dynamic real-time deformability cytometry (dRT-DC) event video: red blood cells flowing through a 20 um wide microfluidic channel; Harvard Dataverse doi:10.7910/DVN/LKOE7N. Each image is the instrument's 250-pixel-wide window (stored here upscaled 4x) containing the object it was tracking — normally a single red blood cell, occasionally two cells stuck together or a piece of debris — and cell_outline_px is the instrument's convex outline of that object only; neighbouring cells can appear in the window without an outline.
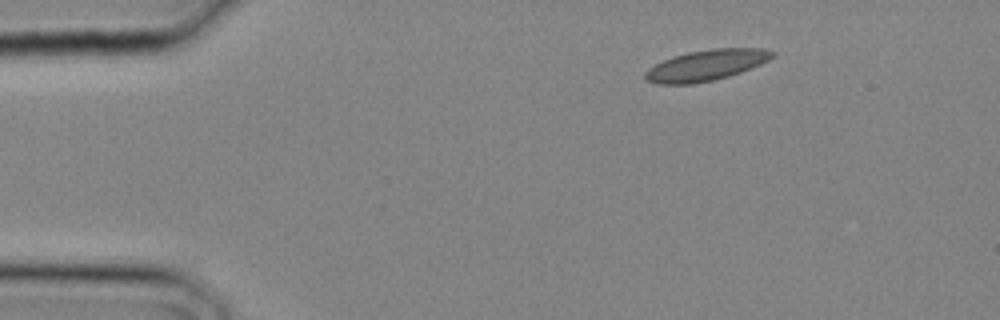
{"species": "common noctule bat (a hibernating species)", "species_latin": "Nyctalus noctula", "temperature_condition": "cold", "stored_images_in_passage": 3, "camera_frame_rate_fps": 3000, "um_per_image_px": 0.085, "animal": {"sex": "male", "body_mass_g": 20.4}, "frame": {"image": 1, "passage_image": 1, "time_ms": 0.0, "image_size_px": [1000, 320], "cell_outline_px": [[776, 56], [760, 64], [740, 72], [728, 76], [712, 80], [692, 84], [656, 84], [644, 80], [644, 72], [648, 68], [672, 56], [688, 52], [712, 48], [764, 48], [776, 52]], "centroid_in_image_um": [60.01, 5.54], "position_along_channel_um": 25.0, "area_um2": 22.95}}
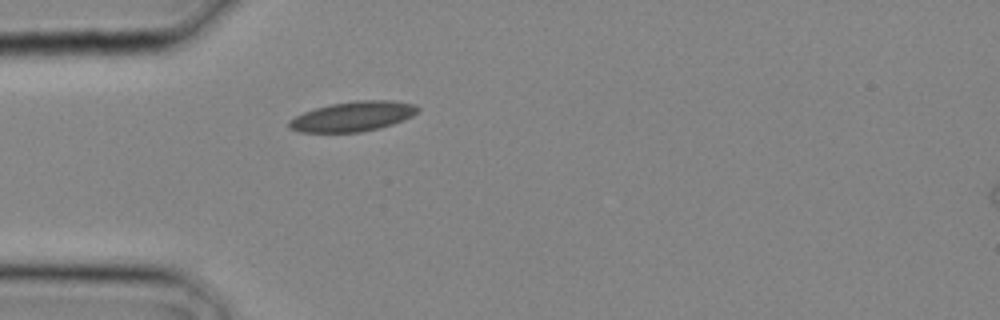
{"frame": {"image": 2, "passage_image": 2, "time_ms": 0.333, "image_size_px": [1000, 320], "cell_outline_px": [[420, 108], [412, 116], [404, 120], [380, 128], [360, 132], [300, 132], [288, 128], [288, 120], [304, 112], [316, 108], [332, 104], [360, 100], [388, 100], [416, 104]], "centroid_in_image_um": [29.99, 9.9], "position_along_channel_um": 55.0, "area_um2": 22.31}}